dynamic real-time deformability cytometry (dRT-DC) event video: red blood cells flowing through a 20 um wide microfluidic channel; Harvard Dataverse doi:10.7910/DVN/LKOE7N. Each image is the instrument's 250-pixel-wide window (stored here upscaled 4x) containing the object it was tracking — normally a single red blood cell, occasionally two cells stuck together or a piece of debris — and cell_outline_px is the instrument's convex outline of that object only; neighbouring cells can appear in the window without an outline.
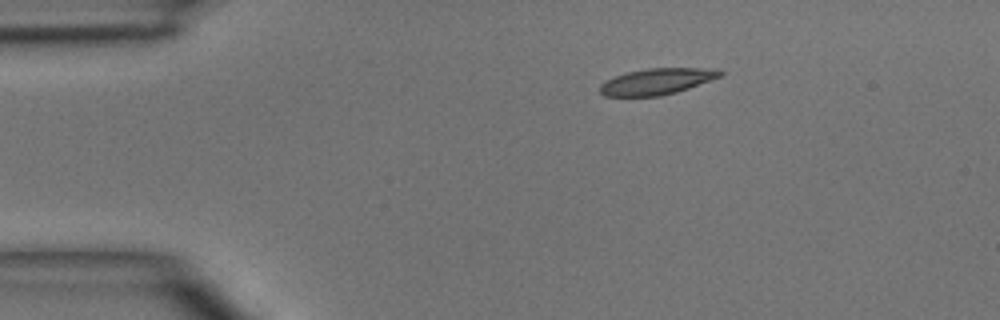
{"species": "common noctule bat (a hibernating species)", "species_latin": "Nyctalus noctula", "temperature_condition": "room temperature", "stored_images_in_passage": 4, "camera_frame_rate_fps": 3000, "um_per_image_px": 0.085, "animal": {"sex": "male", "body_mass_g": 15.6}, "frame": {"image": 1, "passage_image": 1, "time_ms": 0.0, "image_size_px": [1000, 320], "cell_outline_px": [[724, 72], [720, 76], [688, 88], [676, 92], [660, 96], [604, 96], [600, 92], [600, 84], [604, 80], [628, 72], [648, 68], [720, 68]], "centroid_in_image_um": [55.83, 6.91], "position_along_channel_um": 29.2, "area_um2": 18.26}}
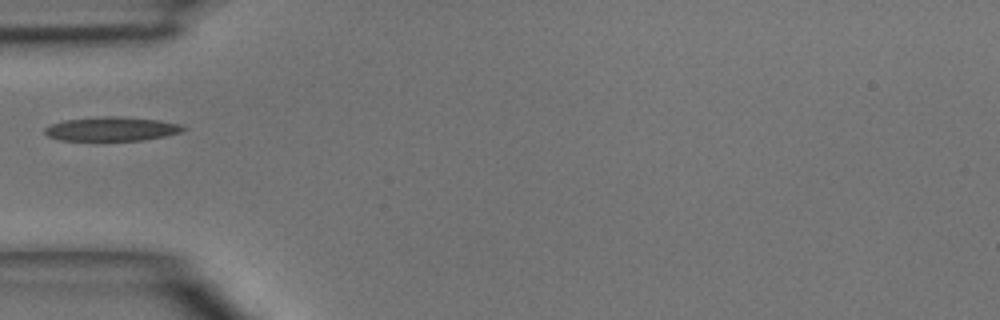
{"frame": {"image": 2, "passage_image": 3, "time_ms": 2.333, "image_size_px": [1000, 320], "cell_outline_px": [[188, 128], [180, 132], [164, 136], [144, 140], [60, 140], [48, 136], [44, 132], [44, 128], [52, 124], [64, 120], [96, 116], [120, 116], [160, 120], [180, 124]], "centroid_in_image_um": [9.5, 10.94], "position_along_channel_um": 75.5, "area_um2": 19.48}}
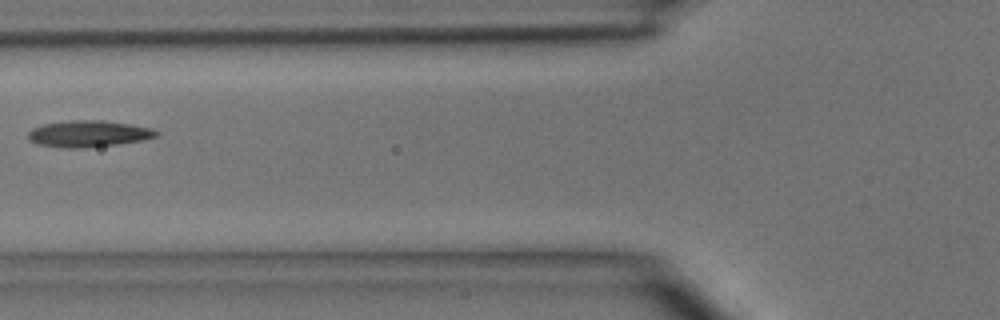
{"frame": {"image": 3, "passage_image": 4, "time_ms": 3.333, "image_size_px": [1000, 320], "cell_outline_px": [[160, 132], [156, 136], [144, 140], [120, 144], [84, 148], [64, 148], [36, 144], [28, 140], [28, 132], [32, 128], [44, 124], [68, 120], [100, 120], [128, 124], [152, 128]], "centroid_in_image_um": [7.5, 11.38], "position_along_channel_um": 118.3, "area_um2": 19.94}}